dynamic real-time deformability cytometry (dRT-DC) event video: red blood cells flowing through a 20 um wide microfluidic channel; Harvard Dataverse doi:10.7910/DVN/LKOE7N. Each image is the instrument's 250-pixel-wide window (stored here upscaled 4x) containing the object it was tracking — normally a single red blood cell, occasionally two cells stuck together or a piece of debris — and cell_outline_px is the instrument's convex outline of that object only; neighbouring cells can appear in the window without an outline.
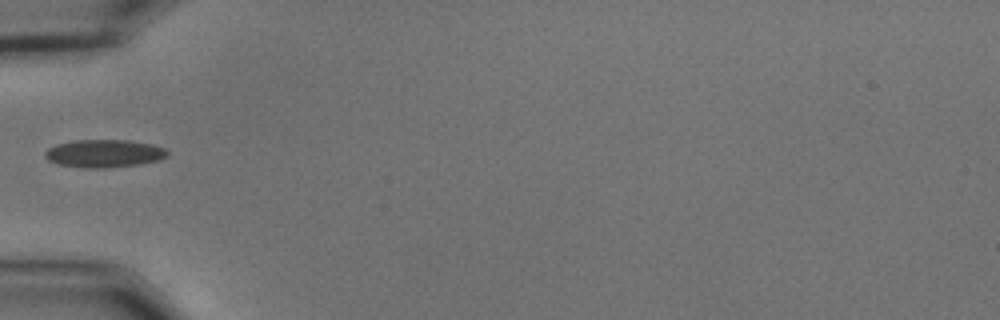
{"species": "common noctule bat (a hibernating species)", "species_latin": "Nyctalus noctula", "temperature_condition": "cold", "stored_images_in_passage": 5, "camera_frame_rate_fps": 3000, "um_per_image_px": 0.085, "animal": {"sex": "male", "body_mass_g": 15.6}, "frame": {"image": 1, "passage_image": 1, "time_ms": 0.0, "image_size_px": [1000, 320], "cell_outline_px": [[168, 156], [160, 160], [136, 164], [104, 168], [84, 168], [60, 164], [48, 160], [44, 156], [44, 152], [48, 148], [56, 144], [76, 140], [128, 140], [152, 144], [164, 148], [168, 152]], "centroid_in_image_um": [8.84, 13.04], "position_along_channel_um": 76.2, "area_um2": 19.77}}